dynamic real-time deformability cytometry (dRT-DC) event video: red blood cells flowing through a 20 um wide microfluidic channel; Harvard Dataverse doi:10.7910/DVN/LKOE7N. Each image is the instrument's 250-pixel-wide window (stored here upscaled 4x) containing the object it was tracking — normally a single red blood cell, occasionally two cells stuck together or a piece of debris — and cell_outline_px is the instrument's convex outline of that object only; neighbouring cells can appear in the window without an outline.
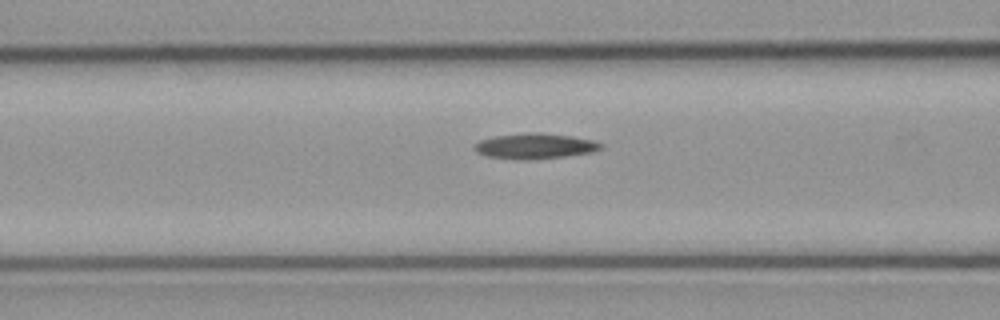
{"species": "common noctule bat (a hibernating species)", "species_latin": "Nyctalus noctula", "temperature_condition": "cold", "stored_images_in_passage": 39, "camera_frame_rate_fps": 3000, "um_per_image_px": 0.085, "animal": {"sex": "male", "body_mass_g": 23.1, "forearm_length_mm": 52.7}, "frame": {"image": 1, "passage_image": 18, "time_ms": 5.667, "image_size_px": [1000, 320], "cell_outline_px": [[604, 148], [592, 152], [564, 156], [532, 160], [488, 156], [476, 152], [472, 148], [480, 140], [496, 136], [528, 132], [540, 132], [572, 136], [596, 140], [604, 144]], "centroid_in_image_um": [45.54, 12.4], "position_along_channel_um": 121.1, "area_um2": 18.79}}
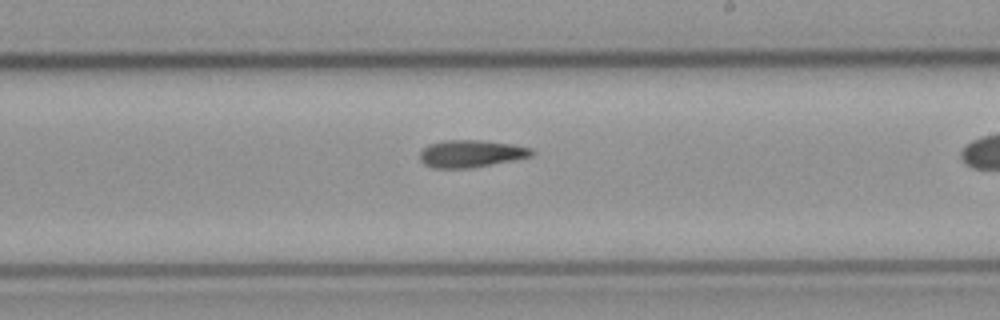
{"frame": {"image": 2, "passage_image": 28, "time_ms": 9.0, "image_size_px": [1000, 320], "cell_outline_px": [[536, 152], [532, 156], [512, 160], [468, 168], [432, 168], [424, 164], [420, 160], [420, 152], [428, 144], [444, 140], [480, 140], [512, 144], [532, 148]], "centroid_in_image_um": [40.02, 13.05], "position_along_channel_um": 249.0, "area_um2": 17.74}}
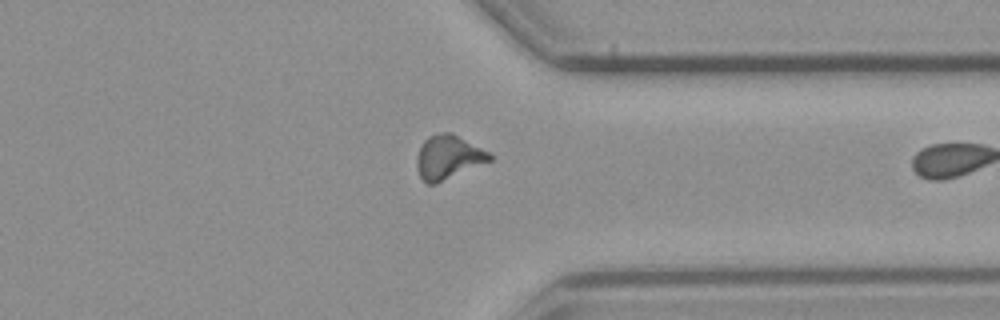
{"frame": {"image": 3, "passage_image": 38, "time_ms": 12.333, "image_size_px": [1000, 320], "cell_outline_px": [[492, 160], [436, 184], [428, 184], [420, 176], [416, 164], [416, 160], [420, 148], [424, 140], [428, 136], [440, 132], [452, 132], [488, 152], [492, 156]], "centroid_in_image_um": [38.09, 13.36], "position_along_channel_um": 373.3, "area_um2": 18.5}}